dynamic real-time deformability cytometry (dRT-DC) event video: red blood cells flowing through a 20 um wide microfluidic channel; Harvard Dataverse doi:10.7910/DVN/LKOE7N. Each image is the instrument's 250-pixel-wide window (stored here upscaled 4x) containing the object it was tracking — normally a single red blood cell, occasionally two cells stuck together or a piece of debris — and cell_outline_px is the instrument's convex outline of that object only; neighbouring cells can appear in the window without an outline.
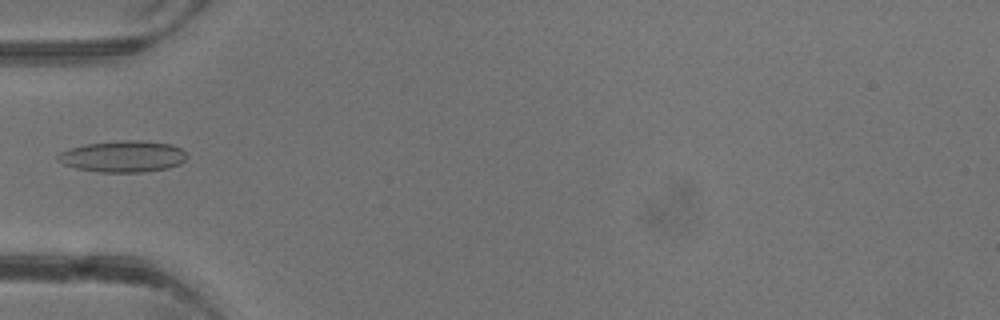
{"species": "common noctule bat (a hibernating species)", "species_latin": "Nyctalus noctula", "temperature_condition": "warm", "stored_images_in_passage": 1, "camera_frame_rate_fps": 3000, "um_per_image_px": 0.085, "animal": {"sex": "male", "body_mass_g": 13.3}, "frame": {"image": 1, "passage_image": 1, "time_ms": 0.0, "image_size_px": [1000, 320], "cell_outline_px": [[188, 156], [180, 164], [168, 168], [144, 172], [100, 172], [76, 168], [64, 164], [56, 160], [56, 156], [60, 152], [68, 148], [84, 144], [116, 140], [136, 140], [172, 144], [180, 148]], "centroid_in_image_um": [10.43, 13.29], "position_along_channel_um": 74.6, "area_um2": 23.81}}